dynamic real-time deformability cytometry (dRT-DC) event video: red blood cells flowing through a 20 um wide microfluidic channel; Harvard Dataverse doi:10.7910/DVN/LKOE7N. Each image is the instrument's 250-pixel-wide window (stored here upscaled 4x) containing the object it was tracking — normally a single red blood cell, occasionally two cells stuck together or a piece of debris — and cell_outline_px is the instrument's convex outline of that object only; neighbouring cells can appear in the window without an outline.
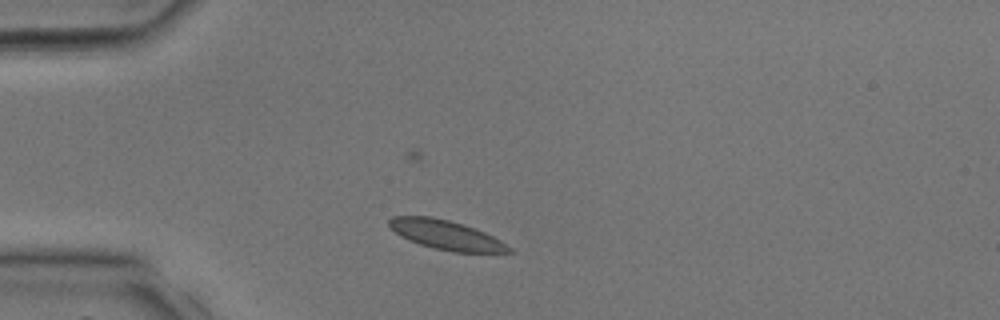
{"species": "common noctule bat (a hibernating species)", "species_latin": "Nyctalus noctula", "temperature_condition": "room temperature", "stored_images_in_passage": 28, "camera_frame_rate_fps": 3000, "um_per_image_px": 0.085, "animal": {"sex": "male", "body_mass_g": 17.9, "forearm_length_mm": 54.2}, "frame": {"image": 1, "passage_image": 3, "time_ms": 0.667, "image_size_px": [1000, 320], "cell_outline_px": [[512, 252], [452, 252], [432, 248], [408, 240], [400, 236], [388, 224], [388, 220], [392, 216], [432, 216], [448, 220], [484, 232], [500, 240], [512, 248]], "centroid_in_image_um": [37.88, 19.97], "position_along_channel_um": 47.1, "area_um2": 20.23}}
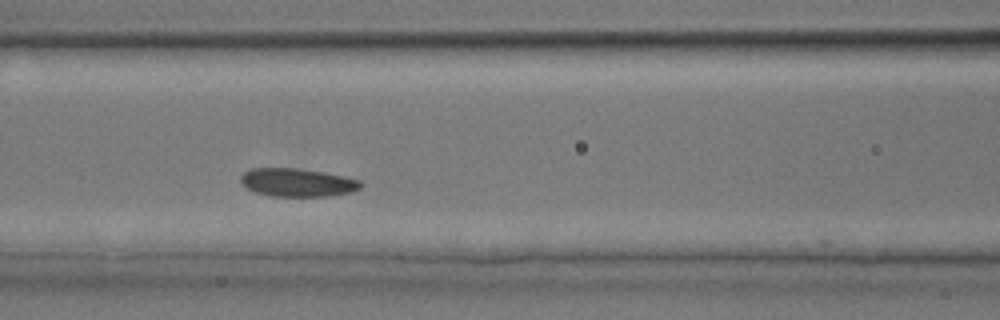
{"frame": {"image": 2, "passage_image": 9, "time_ms": 2.667, "image_size_px": [1000, 320], "cell_outline_px": [[364, 184], [360, 188], [352, 192], [328, 196], [268, 196], [256, 192], [248, 188], [240, 180], [240, 176], [244, 172], [252, 168], [300, 168], [324, 172], [344, 176], [360, 180]], "centroid_in_image_um": [25.31, 15.51], "position_along_channel_um": 141.3, "area_um2": 19.83}}
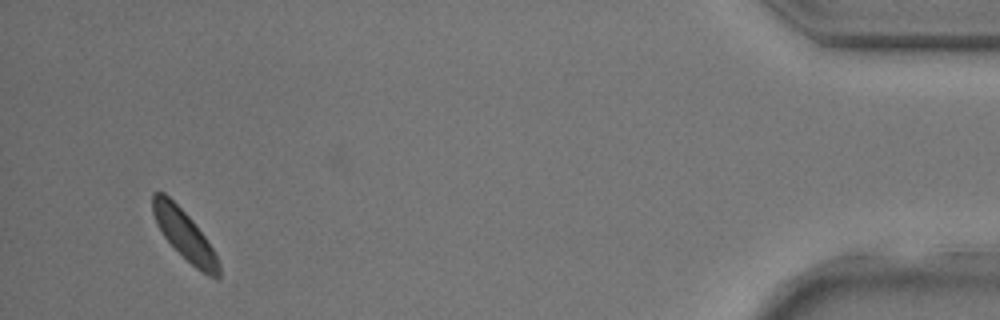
{"frame": {"image": 3, "passage_image": 27, "time_ms": 8.667, "image_size_px": [1000, 320], "cell_outline_px": [[220, 276], [216, 280], [208, 276], [196, 268], [164, 236], [156, 224], [152, 212], [152, 192], [164, 192], [192, 220], [204, 236], [212, 248], [220, 264]], "centroid_in_image_um": [15.68, 19.97], "position_along_channel_um": 419.5, "area_um2": 18.67}}